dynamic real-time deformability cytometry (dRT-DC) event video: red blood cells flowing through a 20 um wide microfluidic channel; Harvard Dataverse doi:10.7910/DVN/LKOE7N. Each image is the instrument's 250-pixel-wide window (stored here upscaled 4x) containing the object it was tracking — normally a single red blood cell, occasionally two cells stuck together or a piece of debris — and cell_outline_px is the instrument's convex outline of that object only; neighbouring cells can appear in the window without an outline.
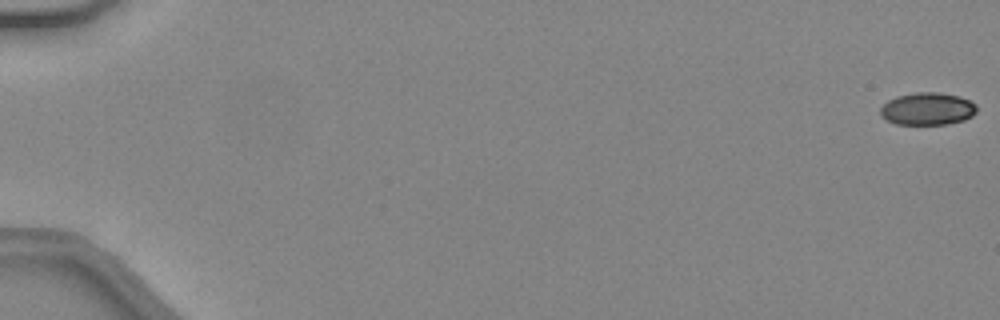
{"species": "common noctule bat (a hibernating species)", "species_latin": "Nyctalus noctula", "temperature_condition": "warm", "stored_images_in_passage": 49, "camera_frame_rate_fps": 3000, "um_per_image_px": 0.085, "animal": {"sex": "female", "body_mass_g": 24.6, "forearm_length_mm": 56.2}, "frame": {"image": 1, "passage_image": 1, "time_ms": 0.0, "image_size_px": [1000, 320], "cell_outline_px": [[976, 112], [972, 116], [964, 120], [944, 124], [896, 124], [880, 116], [880, 108], [888, 100], [896, 96], [916, 92], [940, 92], [956, 96], [968, 100], [976, 104]], "centroid_in_image_um": [78.81, 9.24], "position_along_channel_um": 6.2, "area_um2": 18.15}}
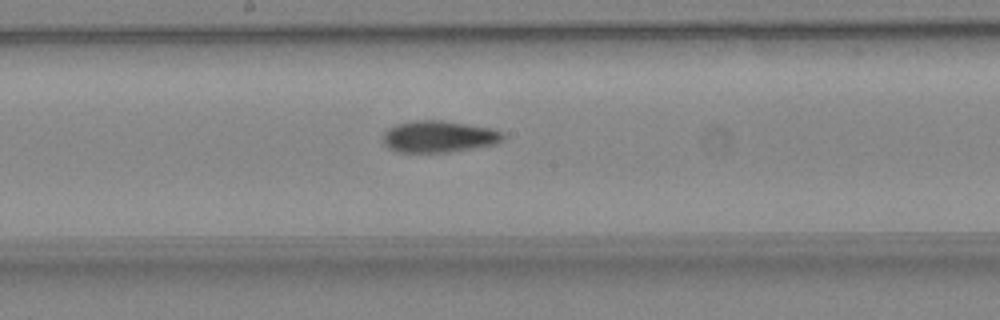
{"frame": {"image": 2, "passage_image": 28, "time_ms": 9.0, "image_size_px": [1000, 320], "cell_outline_px": [[504, 140], [496, 144], [448, 152], [396, 152], [388, 148], [384, 144], [384, 132], [388, 128], [396, 124], [416, 120], [440, 120], [492, 128], [500, 132], [504, 136]], "centroid_in_image_um": [37.28, 11.61], "position_along_channel_um": 210.9, "area_um2": 22.08}}
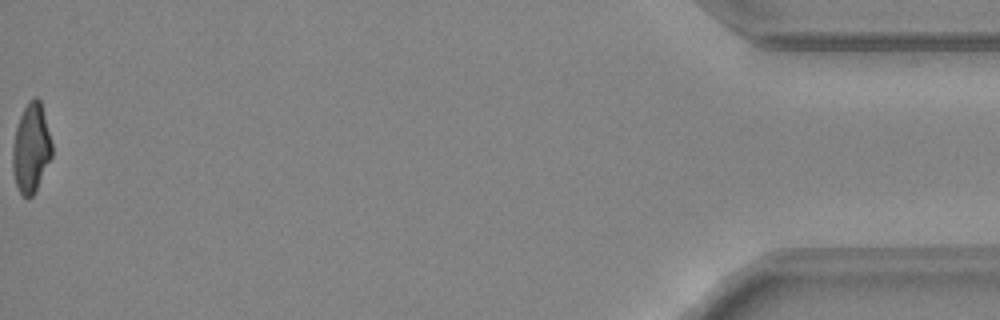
{"frame": {"image": 3, "passage_image": 49, "time_ms": 16.0, "image_size_px": [1000, 320], "cell_outline_px": [[52, 156], [36, 192], [32, 196], [24, 196], [20, 192], [16, 184], [12, 172], [12, 148], [16, 128], [20, 116], [28, 100], [32, 96], [36, 96], [40, 100], [52, 144]], "centroid_in_image_um": [2.64, 12.59], "position_along_channel_um": 432.6, "area_um2": 20.46}, "authors_computed_cell_mechanics": {"area_um2": 20.9814, "velocity_mm_per_s": 4.459, "shape_relaxation_time_tau1_ms": 7.22, "shape_relaxation_time_tau2_ms": 2.6267, "deformation_change_tau1": 0.2074, "deformation_change_tau2": 0.0952}}